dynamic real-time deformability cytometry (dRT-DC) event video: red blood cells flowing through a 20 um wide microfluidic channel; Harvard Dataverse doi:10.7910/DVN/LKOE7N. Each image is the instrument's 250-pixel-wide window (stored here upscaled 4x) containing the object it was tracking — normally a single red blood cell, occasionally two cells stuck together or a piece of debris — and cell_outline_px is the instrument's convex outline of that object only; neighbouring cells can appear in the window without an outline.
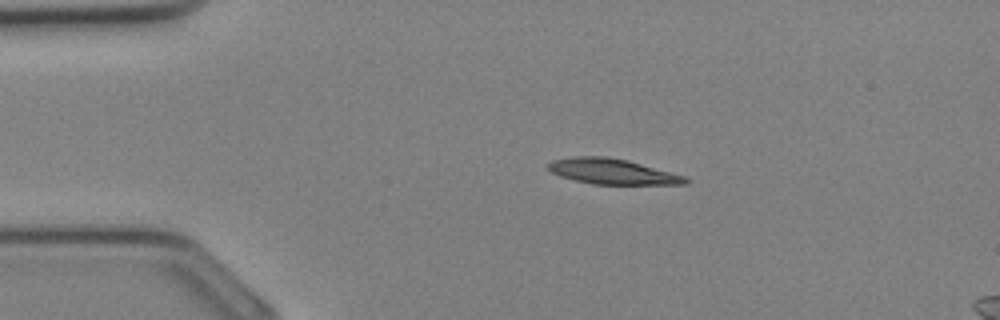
{"species": "Egyptian fruit bat (a non-hibernating species)", "species_latin": "Rousettus aegyptiacus", "temperature_condition": "cold", "stored_images_in_passage": 29, "camera_frame_rate_fps": 3000, "um_per_image_px": 0.085, "animal": {"sex": "female"}, "frame": {"image": 1, "passage_image": 6, "time_ms": 1.667, "image_size_px": [1000, 320], "cell_outline_px": [[688, 184], [592, 184], [560, 176], [552, 172], [548, 168], [548, 164], [552, 160], [572, 156], [608, 156], [628, 160], [688, 176]], "centroid_in_image_um": [52.08, 14.57], "position_along_channel_um": 32.9, "area_um2": 20.46}}
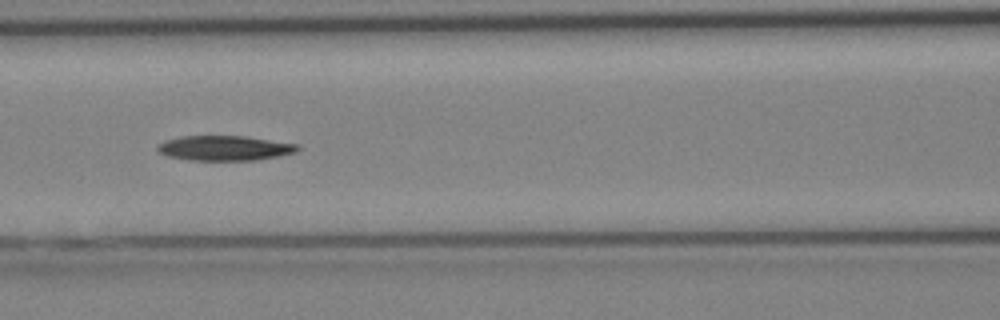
{"frame": {"image": 2, "passage_image": 14, "time_ms": 4.333, "image_size_px": [1000, 320], "cell_outline_px": [[300, 148], [296, 152], [280, 156], [256, 160], [192, 160], [168, 156], [160, 152], [156, 148], [164, 140], [180, 136], [244, 136], [300, 144]], "centroid_in_image_um": [19.14, 12.58], "position_along_channel_um": 147.5, "area_um2": 20.35}}
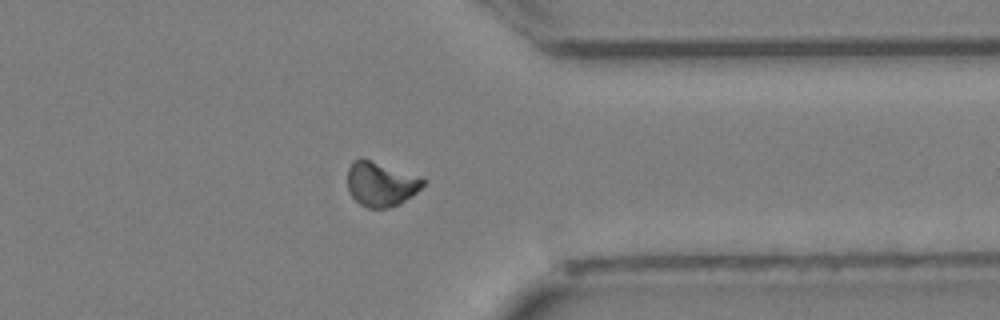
{"frame": {"image": 3, "passage_image": 26, "time_ms": 8.333, "image_size_px": [1000, 320], "cell_outline_px": [[428, 180], [412, 196], [400, 204], [388, 208], [368, 208], [360, 204], [348, 192], [348, 168], [352, 160], [360, 156]], "centroid_in_image_um": [32.34, 15.64], "position_along_channel_um": 379.1, "area_um2": 19.65}}